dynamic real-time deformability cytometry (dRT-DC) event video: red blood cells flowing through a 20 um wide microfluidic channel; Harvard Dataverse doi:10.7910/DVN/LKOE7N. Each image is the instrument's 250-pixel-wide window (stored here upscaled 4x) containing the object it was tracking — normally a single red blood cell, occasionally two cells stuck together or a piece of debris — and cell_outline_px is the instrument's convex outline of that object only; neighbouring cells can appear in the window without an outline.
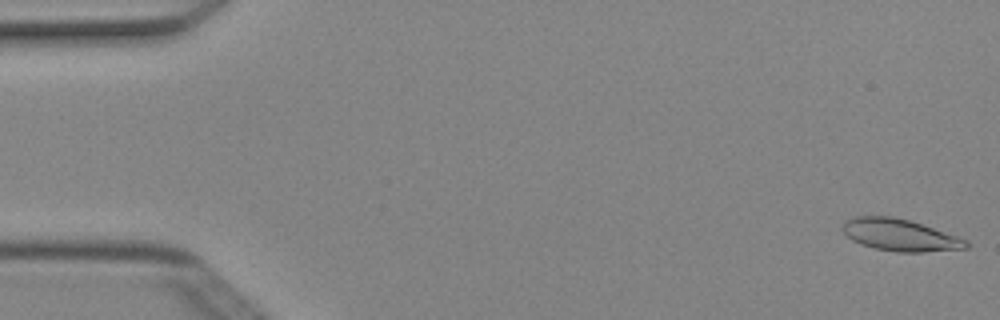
{"species": "Egyptian fruit bat (a non-hibernating species)", "species_latin": "Rousettus aegyptiacus", "temperature_condition": "cold", "stored_images_in_passage": 4, "camera_frame_rate_fps": 3000, "um_per_image_px": 0.085, "animal": {"sex": "female"}, "frame": {"image": 1, "passage_image": 1, "time_ms": 0.0, "image_size_px": [1000, 320], "cell_outline_px": [[968, 248], [924, 252], [896, 252], [876, 248], [860, 244], [852, 240], [844, 232], [844, 224], [848, 220], [856, 216], [892, 216], [908, 220], [968, 240]], "centroid_in_image_um": [76.51, 19.99], "position_along_channel_um": 8.5, "area_um2": 22.54}}